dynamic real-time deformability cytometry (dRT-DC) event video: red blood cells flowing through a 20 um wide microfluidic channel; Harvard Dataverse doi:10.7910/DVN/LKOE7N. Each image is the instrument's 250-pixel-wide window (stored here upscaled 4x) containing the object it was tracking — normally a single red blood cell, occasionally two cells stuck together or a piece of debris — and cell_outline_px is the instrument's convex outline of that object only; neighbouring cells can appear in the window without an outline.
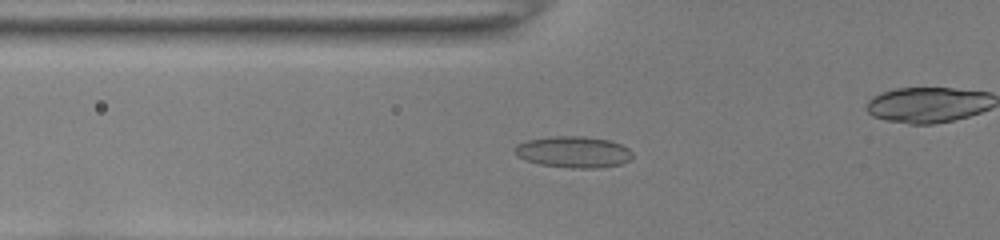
{"species": "common noctule bat (a hibernating species)", "species_latin": "Nyctalus noctula", "temperature_condition": "room temperature", "stored_images_in_passage": 46, "camera_frame_rate_fps": 3000, "um_per_image_px": 0.085, "animal": {"sex": "female", "body_mass_g": 22.0, "forearm_length_mm": 56.7}, "frame": {"image": 1, "passage_image": 19, "time_ms": 6.0, "image_size_px": [1000, 240], "cell_outline_px": [[632, 156], [628, 160], [620, 164], [600, 168], [572, 168], [540, 164], [524, 160], [516, 156], [512, 152], [512, 148], [516, 144], [528, 140], [548, 136], [584, 136], [608, 140], [620, 144], [628, 148], [632, 152]], "centroid_in_image_um": [48.67, 12.91], "position_along_channel_um": 77.1, "area_um2": 21.73}}
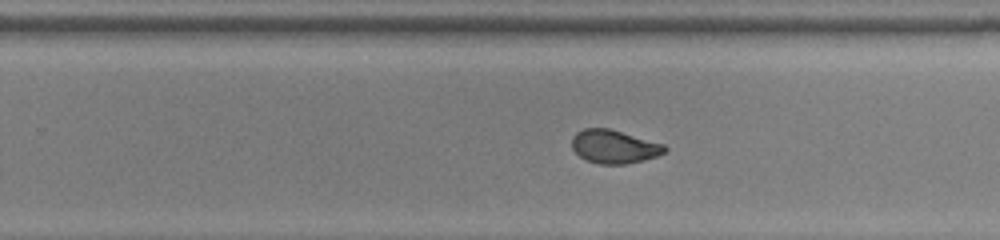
{"frame": {"image": 2, "passage_image": 34, "time_ms": 11.0, "image_size_px": [1000, 240], "cell_outline_px": [[668, 148], [664, 152], [656, 156], [644, 160], [628, 164], [596, 164], [584, 160], [572, 148], [572, 136], [576, 132], [584, 128], [608, 128], [664, 144]], "centroid_in_image_um": [52.17, 12.47], "position_along_channel_um": 277.6, "area_um2": 18.15}}
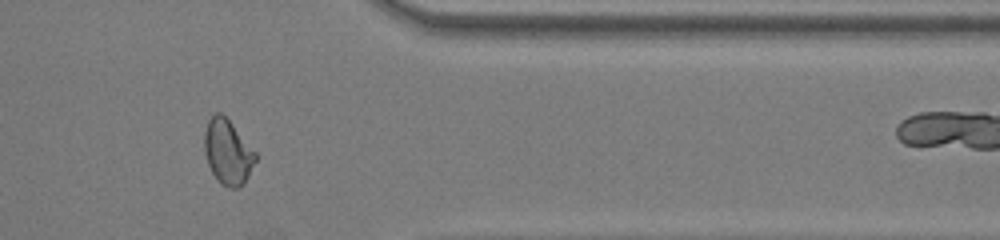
{"frame": {"image": 3, "passage_image": 43, "time_ms": 14.0, "image_size_px": [1000, 240], "cell_outline_px": [[256, 160], [244, 184], [240, 188], [228, 188], [212, 172], [208, 164], [204, 152], [204, 132], [208, 120], [216, 112], [220, 112], [232, 124], [256, 152]], "centroid_in_image_um": [19.35, 12.92], "position_along_channel_um": 392.0, "area_um2": 19.07}}